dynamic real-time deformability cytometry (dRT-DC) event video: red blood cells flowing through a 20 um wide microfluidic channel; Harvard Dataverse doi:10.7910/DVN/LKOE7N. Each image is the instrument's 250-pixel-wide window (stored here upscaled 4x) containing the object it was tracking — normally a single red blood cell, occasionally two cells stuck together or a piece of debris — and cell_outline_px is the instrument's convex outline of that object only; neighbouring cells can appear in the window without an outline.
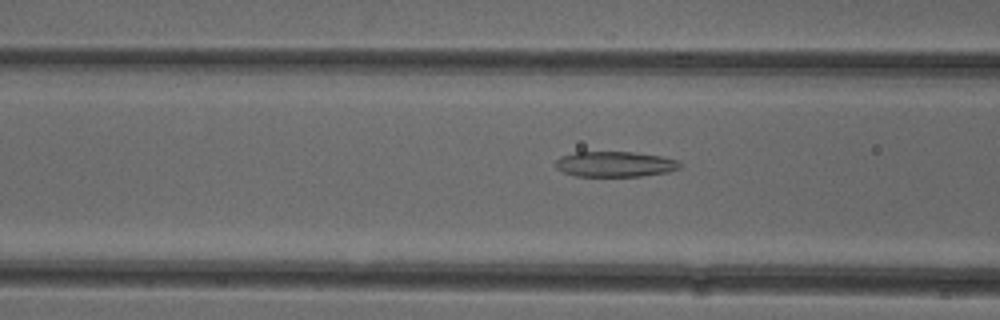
{"species": "common noctule bat (a hibernating species)", "species_latin": "Nyctalus noctula", "temperature_condition": "cold", "stored_images_in_passage": 46, "camera_frame_rate_fps": 3000, "um_per_image_px": 0.085, "animal": {"sex": "female"}, "frame": {"image": 1, "passage_image": 14, "time_ms": 4.333, "image_size_px": [1000, 320], "cell_outline_px": [[684, 164], [680, 168], [668, 172], [640, 176], [576, 176], [564, 172], [556, 168], [556, 160], [560, 156], [576, 152], [632, 152], [660, 156], [680, 160]], "centroid_in_image_um": [52.32, 13.95], "position_along_channel_um": 114.3, "area_um2": 18.5}}
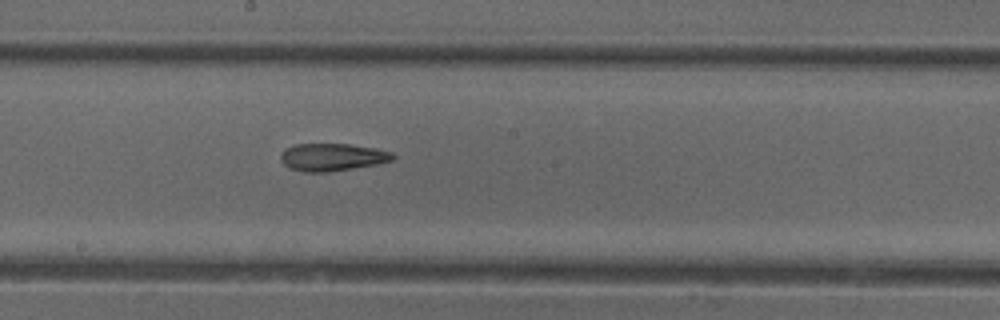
{"frame": {"image": 2, "passage_image": 22, "time_ms": 7.0, "image_size_px": [1000, 320], "cell_outline_px": [[396, 156], [392, 160], [376, 164], [328, 172], [304, 172], [288, 168], [280, 160], [280, 156], [284, 148], [296, 144], [348, 144], [376, 148], [392, 152]], "centroid_in_image_um": [28.21, 13.35], "position_along_channel_um": 220.0, "area_um2": 18.03}}
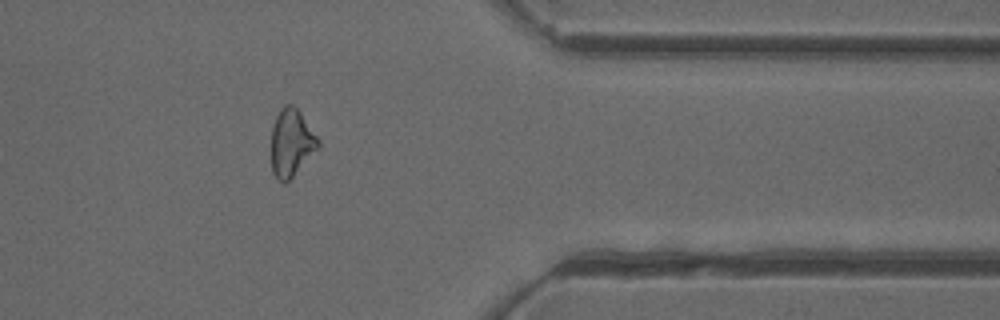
{"frame": {"image": 3, "passage_image": 36, "time_ms": 11.667, "image_size_px": [1000, 320], "cell_outline_px": [[320, 148], [284, 184], [272, 172], [272, 128], [276, 116], [280, 108], [284, 104], [292, 104], [300, 112], [320, 140]], "centroid_in_image_um": [24.79, 12.11], "position_along_channel_um": 386.6, "area_um2": 18.32}, "authors_computed_cell_mechanics": {"area_um2": 18.8139, "velocity_mm_per_s": 3.9511, "shape_relaxation_time_tau1_ms": null, "shape_relaxation_time_tau2_ms": 4.8915, "deformation_change_tau1": null, "deformation_change_tau2": 0.1572}}